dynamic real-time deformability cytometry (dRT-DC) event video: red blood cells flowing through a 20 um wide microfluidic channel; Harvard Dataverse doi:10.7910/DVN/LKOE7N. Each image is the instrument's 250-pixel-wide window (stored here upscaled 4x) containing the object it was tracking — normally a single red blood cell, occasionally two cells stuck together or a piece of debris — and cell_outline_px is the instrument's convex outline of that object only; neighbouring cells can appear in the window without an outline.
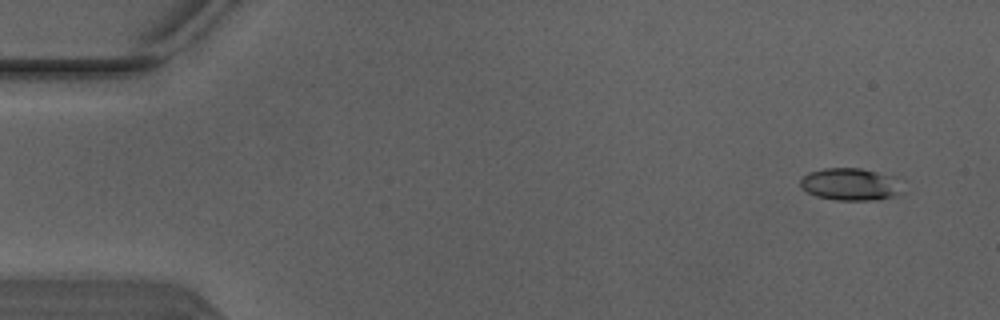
{"species": "Egyptian fruit bat (a non-hibernating species)", "species_latin": "Rousettus aegyptiacus", "temperature_condition": "warm", "stored_images_in_passage": 4, "camera_frame_rate_fps": 3000, "um_per_image_px": 0.085, "animal": {"sex": "male"}, "frame": {"image": 1, "passage_image": 1, "time_ms": 0.0, "image_size_px": [1000, 320], "cell_outline_px": [[904, 180], [900, 192], [896, 196], [880, 200], [836, 200], [816, 196], [808, 192], [800, 184], [800, 180], [808, 172], [824, 168], [860, 168], [892, 176]], "centroid_in_image_um": [72.35, 15.67], "position_along_channel_um": 12.7, "area_um2": 19.42}}
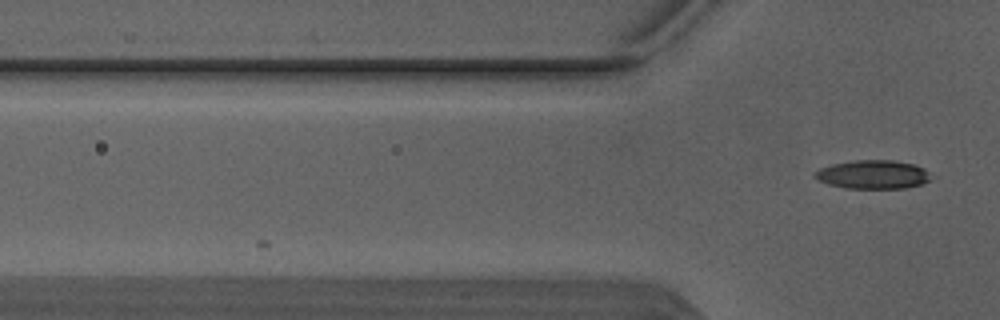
{"frame": {"image": 2, "passage_image": 4, "time_ms": 1.0, "image_size_px": [1000, 320], "cell_outline_px": [[936, 176], [932, 180], [920, 184], [904, 188], [844, 188], [828, 184], [812, 176], [820, 168], [832, 164], [856, 160], [892, 160], [912, 164], [924, 168]], "centroid_in_image_um": [74.26, 14.83], "position_along_channel_um": 51.5, "area_um2": 19.48}}